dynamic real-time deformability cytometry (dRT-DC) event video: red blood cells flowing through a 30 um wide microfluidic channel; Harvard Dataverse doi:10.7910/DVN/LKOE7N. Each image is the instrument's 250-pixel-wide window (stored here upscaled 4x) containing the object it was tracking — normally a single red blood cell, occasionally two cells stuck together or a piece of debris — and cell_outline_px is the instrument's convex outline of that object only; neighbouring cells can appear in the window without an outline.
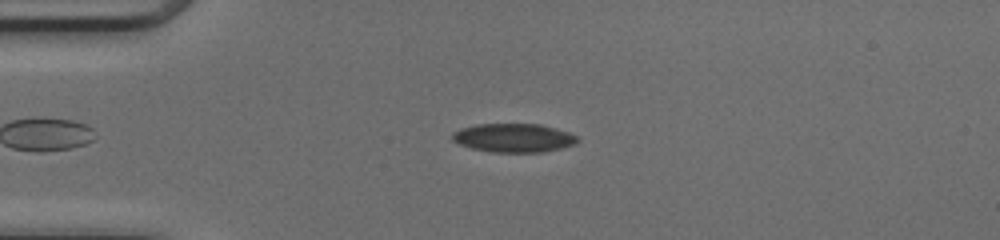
{"species": "common noctule bat (a hibernating species)", "species_latin": "Nyctalus noctula", "temperature_condition": "cold", "stored_images_in_passage": 44, "camera_frame_rate_fps": 3000, "um_per_image_px": 0.085, "animal": {"sex": "female", "body_mass_g": 17.0, "forearm_length_mm": 48.0}, "frame": {"image": 1, "passage_image": 7, "time_ms": 2.0, "image_size_px": [1000, 240], "cell_outline_px": [[580, 140], [576, 144], [560, 148], [540, 152], [492, 152], [472, 148], [460, 144], [452, 140], [452, 132], [460, 128], [476, 124], [540, 124], [568, 132], [576, 136]], "centroid_in_image_um": [43.64, 11.71], "position_along_channel_um": 41.4, "area_um2": 20.87}}
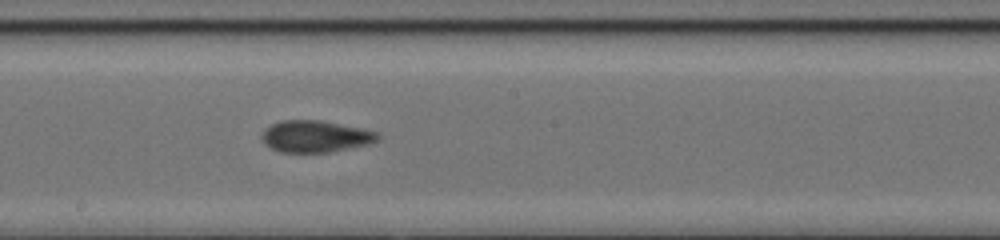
{"frame": {"image": 2, "passage_image": 22, "time_ms": 7.0, "image_size_px": [1000, 240], "cell_outline_px": [[380, 140], [368, 144], [328, 152], [280, 152], [264, 144], [260, 136], [264, 128], [280, 120], [320, 120], [380, 132]], "centroid_in_image_um": [26.79, 11.58], "position_along_channel_um": 221.4, "area_um2": 21.5}}
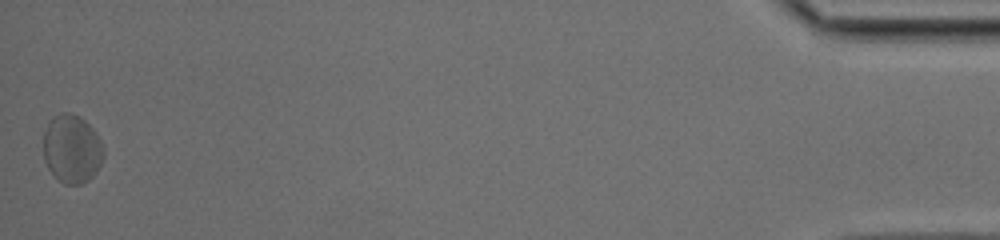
{"frame": {"image": 3, "passage_image": 44, "time_ms": 14.333, "image_size_px": [1000, 240], "cell_outline_px": [[104, 156], [96, 172], [88, 180], [80, 184], [64, 184], [56, 180], [48, 168], [44, 160], [44, 132], [48, 124], [56, 116], [64, 112], [68, 112], [80, 116], [96, 132], [104, 148]], "centroid_in_image_um": [6.12, 12.68], "position_along_channel_um": 429.1, "area_um2": 23.99}, "authors_computed_cell_mechanics": {"area_um2": 21.3282, "velocity_mm_per_s": 4.1574, "shape_relaxation_time_tau1_ms": 7.6043, "shape_relaxation_time_tau2_ms": 1.4465, "deformation_change_tau1": 0.1349, "deformation_change_tau2": 0.0678}}